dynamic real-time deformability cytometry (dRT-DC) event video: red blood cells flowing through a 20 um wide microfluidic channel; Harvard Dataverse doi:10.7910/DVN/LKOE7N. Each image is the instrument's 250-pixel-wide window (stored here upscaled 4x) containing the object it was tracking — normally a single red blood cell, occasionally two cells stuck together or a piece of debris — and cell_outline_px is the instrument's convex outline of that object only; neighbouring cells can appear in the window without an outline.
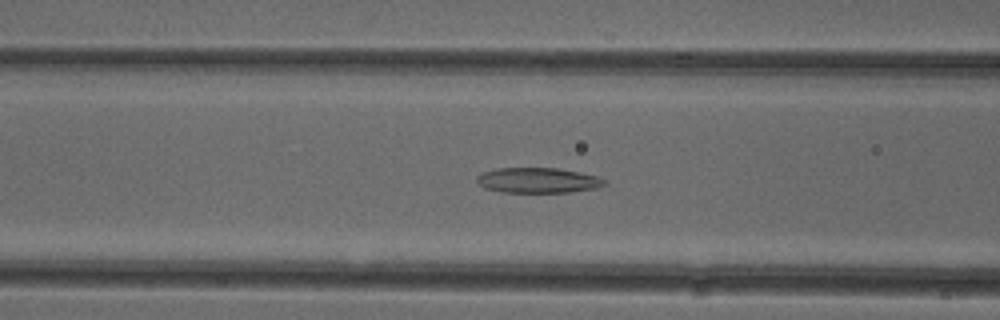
{"species": "common noctule bat (a hibernating species)", "species_latin": "Nyctalus noctula", "temperature_condition": "cold", "stored_images_in_passage": 52, "camera_frame_rate_fps": 3000, "um_per_image_px": 0.085, "animal": {"sex": "female"}, "frame": {"image": 1, "passage_image": 21, "time_ms": 6.667, "image_size_px": [1000, 320], "cell_outline_px": [[608, 184], [596, 188], [568, 192], [500, 192], [484, 188], [476, 180], [476, 176], [484, 172], [496, 168], [556, 168], [580, 172], [600, 176], [608, 180]], "centroid_in_image_um": [45.77, 15.32], "position_along_channel_um": 120.8, "area_um2": 18.96}}
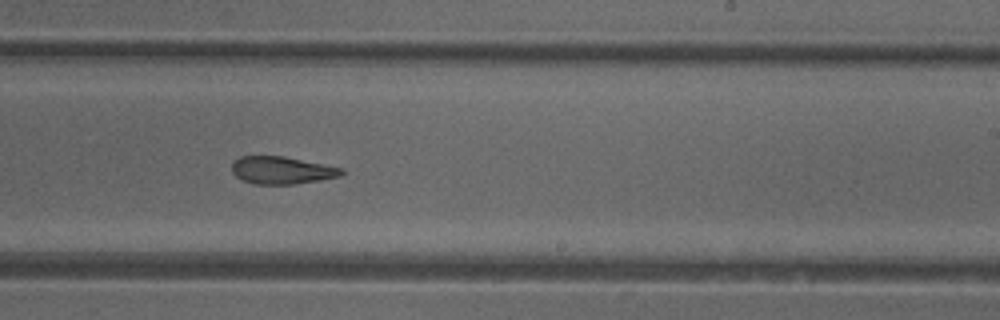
{"frame": {"image": 2, "passage_image": 32, "time_ms": 10.333, "image_size_px": [1000, 320], "cell_outline_px": [[344, 172], [340, 176], [320, 180], [296, 184], [256, 184], [244, 180], [236, 176], [232, 172], [232, 164], [240, 156], [284, 156], [344, 168]], "centroid_in_image_um": [23.98, 14.47], "position_along_channel_um": 265.0, "area_um2": 17.51}}
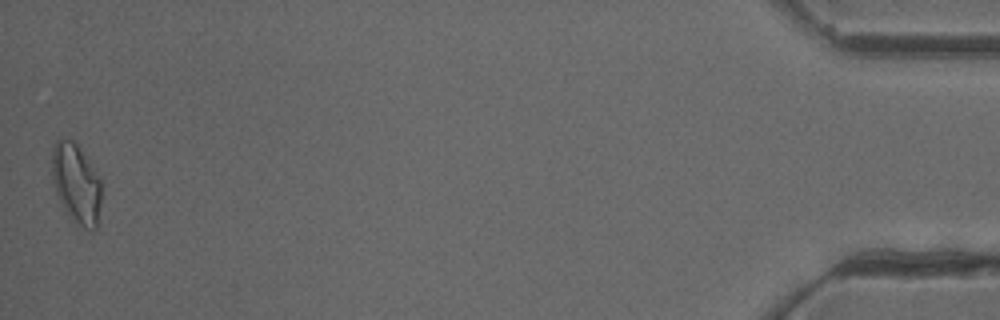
{"frame": {"image": 3, "passage_image": 52, "time_ms": 17.0, "image_size_px": [1000, 320], "cell_outline_px": [[100, 200], [96, 228], [92, 232], [88, 232], [72, 220], [68, 216], [52, 184], [52, 148], [56, 140], [72, 140], [80, 148], [88, 160], [100, 180]], "centroid_in_image_um": [6.46, 15.64], "position_along_channel_um": 428.7, "area_um2": 22.77}, "authors_computed_cell_mechanics": {"area_um2": 19.6809, "velocity_mm_per_s": 3.9368, "shape_relaxation_time_tau1_ms": null, "shape_relaxation_time_tau2_ms": 4.0172, "deformation_change_tau1": null, "deformation_change_tau2": 0.1388}}